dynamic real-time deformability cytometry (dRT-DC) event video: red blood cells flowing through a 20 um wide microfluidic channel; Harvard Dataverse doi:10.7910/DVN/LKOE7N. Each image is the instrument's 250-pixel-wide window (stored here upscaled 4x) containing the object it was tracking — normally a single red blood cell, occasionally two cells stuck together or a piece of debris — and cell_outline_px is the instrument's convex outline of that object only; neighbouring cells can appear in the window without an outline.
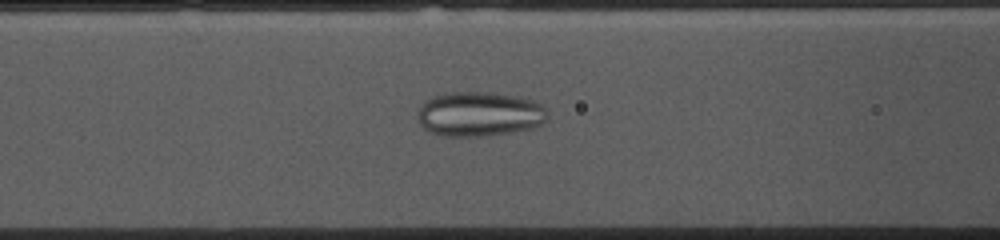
{"species": "common noctule bat (a hibernating species)", "species_latin": "Nyctalus noctula", "temperature_condition": "cold", "stored_images_in_passage": 52, "camera_frame_rate_fps": 3000, "um_per_image_px": 0.085, "animal": {"sex": "female", "body_mass_g": 10.0, "forearm_length_mm": 53.1}, "frame": {"image": 1, "passage_image": 19, "time_ms": 6.0, "image_size_px": [1000, 240], "cell_outline_px": [[548, 116], [540, 124], [532, 128], [508, 132], [480, 136], [444, 136], [428, 132], [420, 124], [416, 116], [416, 112], [420, 104], [424, 100], [432, 96], [452, 92], [492, 92], [520, 96], [532, 100], [540, 104], [548, 112]], "centroid_in_image_um": [40.69, 9.68], "position_along_channel_um": 125.9, "area_um2": 34.04}}
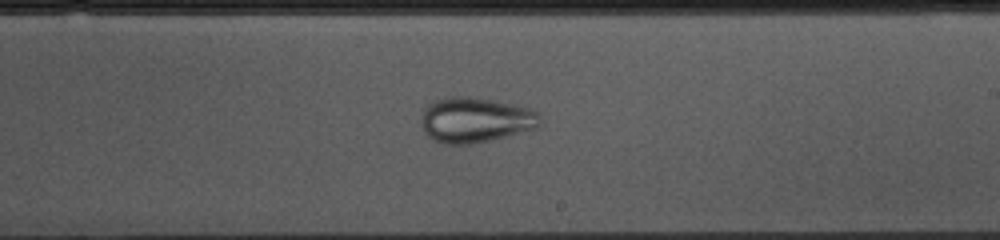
{"frame": {"image": 2, "passage_image": 29, "time_ms": 9.333, "image_size_px": [1000, 240], "cell_outline_px": [[540, 124], [536, 128], [492, 140], [468, 144], [444, 144], [428, 136], [424, 132], [420, 120], [424, 108], [428, 104], [436, 100], [448, 96], [468, 96], [492, 100], [512, 104], [528, 108], [540, 112]], "centroid_in_image_um": [40.39, 10.19], "position_along_channel_um": 248.6, "area_um2": 31.39}}
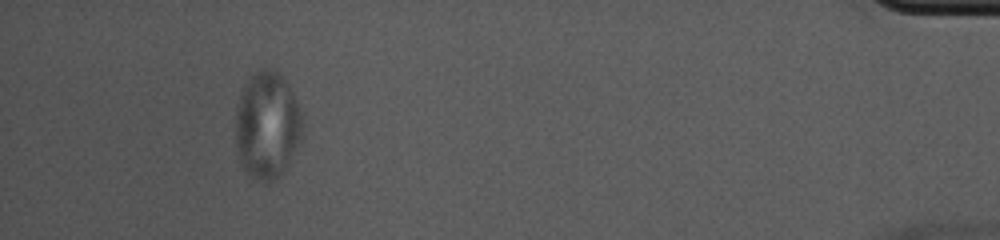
{"frame": {"image": 3, "passage_image": 48, "time_ms": 15.667, "image_size_px": [1000, 240], "cell_outline_px": [[300, 140], [288, 164], [276, 180], [268, 184], [252, 176], [240, 164], [236, 148], [236, 112], [240, 92], [244, 84], [252, 72], [260, 68], [272, 68], [280, 72], [288, 84], [292, 92], [300, 112]], "centroid_in_image_um": [22.67, 10.61], "position_along_channel_um": 412.5, "area_um2": 41.73}}